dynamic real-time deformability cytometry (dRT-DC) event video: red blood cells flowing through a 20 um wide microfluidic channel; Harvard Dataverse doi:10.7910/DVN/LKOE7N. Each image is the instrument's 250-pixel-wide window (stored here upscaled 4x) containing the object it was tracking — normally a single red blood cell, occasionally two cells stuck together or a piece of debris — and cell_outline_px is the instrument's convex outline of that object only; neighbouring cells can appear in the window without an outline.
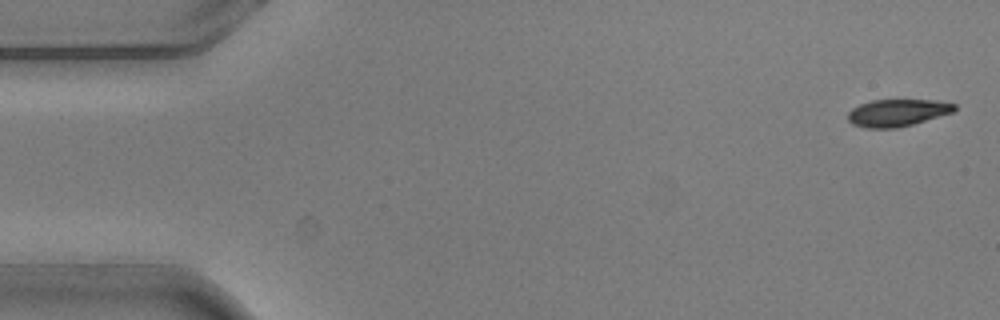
{"species": "common noctule bat (a hibernating species)", "species_latin": "Nyctalus noctula", "temperature_condition": "warm", "stored_images_in_passage": 5, "camera_frame_rate_fps": 3000, "um_per_image_px": 0.085, "animal": {"sex": "male", "body_mass_g": 20.5, "forearm_length_mm": 52.5}, "frame": {"image": 1, "passage_image": 1, "time_ms": 0.0, "image_size_px": [1000, 320], "cell_outline_px": [[956, 108], [952, 112], [912, 124], [896, 128], [864, 128], [852, 124], [848, 120], [848, 112], [852, 108], [860, 104], [872, 100], [936, 100], [956, 104]], "centroid_in_image_um": [76.24, 9.58], "position_along_channel_um": 8.8, "area_um2": 16.76}}
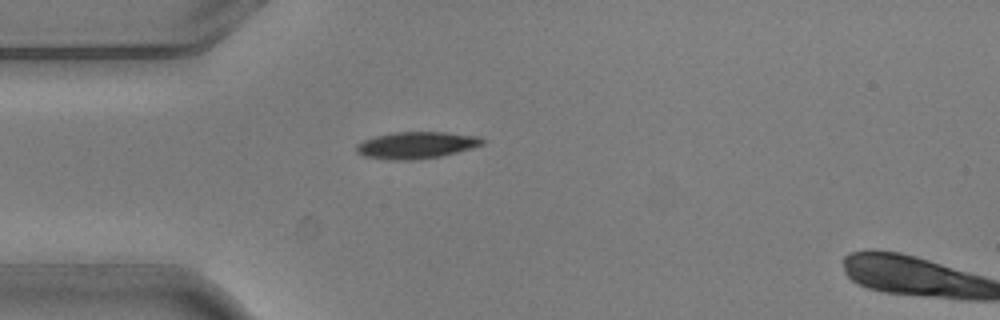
{"frame": {"image": 2, "passage_image": 4, "time_ms": 1.0, "image_size_px": [1000, 320], "cell_outline_px": [[484, 144], [472, 148], [440, 156], [412, 160], [388, 160], [364, 156], [356, 152], [356, 144], [364, 140], [376, 136], [392, 132], [444, 132], [480, 136], [484, 140]], "centroid_in_image_um": [35.38, 12.34], "position_along_channel_um": 49.6, "area_um2": 19.71}}